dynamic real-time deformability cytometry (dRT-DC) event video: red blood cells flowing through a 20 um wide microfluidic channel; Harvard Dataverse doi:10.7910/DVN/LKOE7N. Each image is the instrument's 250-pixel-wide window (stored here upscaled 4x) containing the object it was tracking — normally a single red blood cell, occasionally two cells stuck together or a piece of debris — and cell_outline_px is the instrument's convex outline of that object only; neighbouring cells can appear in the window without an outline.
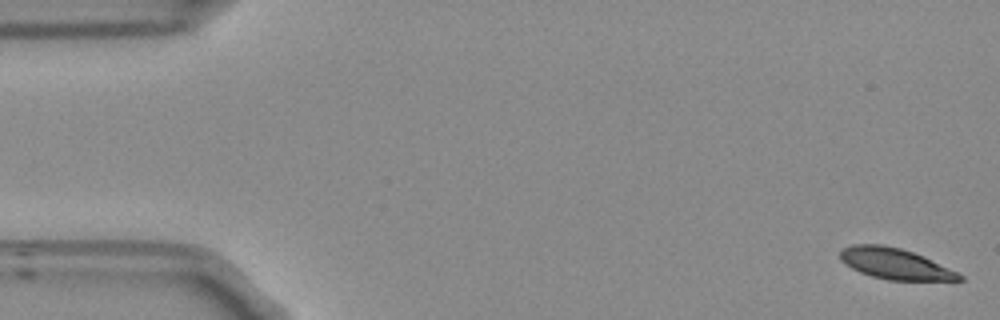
{"species": "Egyptian fruit bat (a non-hibernating species)", "species_latin": "Rousettus aegyptiacus", "temperature_condition": "room temperature", "stored_images_in_passage": 53, "camera_frame_rate_fps": 3000, "um_per_image_px": 0.085, "frame": {"image": 1, "passage_image": 1, "time_ms": 0.0, "image_size_px": [1000, 320], "cell_outline_px": [[964, 280], [888, 280], [872, 276], [860, 272], [844, 264], [840, 260], [840, 252], [844, 248], [856, 244], [880, 244], [900, 248], [912, 252], [956, 272], [964, 276]], "centroid_in_image_um": [76.02, 22.42], "position_along_channel_um": 9.0, "area_um2": 20.98}}
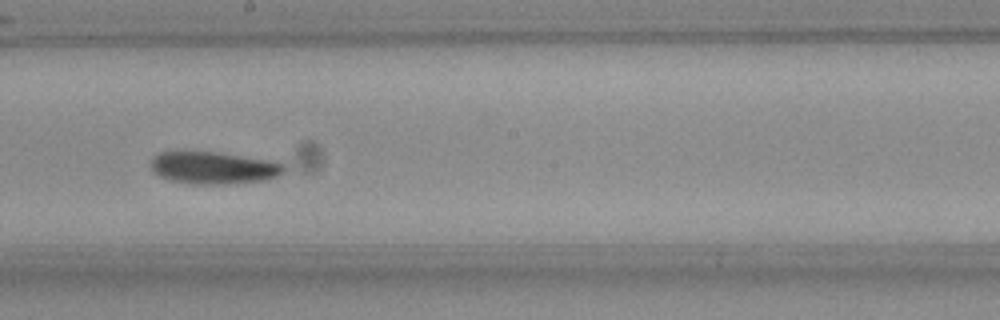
{"frame": {"image": 2, "passage_image": 29, "time_ms": 9.333, "image_size_px": [1000, 320], "cell_outline_px": [[284, 172], [276, 176], [264, 180], [224, 184], [192, 184], [168, 180], [152, 172], [152, 160], [160, 152], [212, 152], [264, 160], [284, 164]], "centroid_in_image_um": [18.1, 14.29], "position_along_channel_um": 230.1, "area_um2": 24.39}}
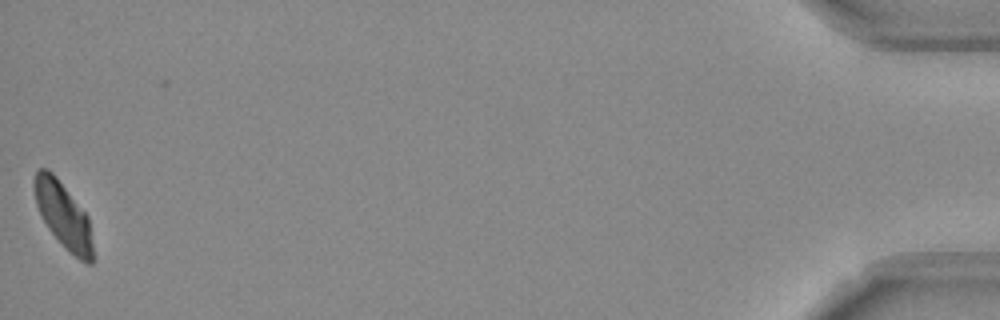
{"frame": {"image": 3, "passage_image": 53, "time_ms": 17.333, "image_size_px": [1000, 320], "cell_outline_px": [[92, 264], [88, 264], [80, 260], [48, 228], [40, 216], [36, 204], [32, 184], [32, 180], [36, 172], [40, 168], [48, 168], [56, 176], [88, 216], [92, 244]], "centroid_in_image_um": [5.33, 18.22], "position_along_channel_um": 429.9, "area_um2": 22.08}, "authors_computed_cell_mechanics": {"area_um2": 23.7558, "velocity_mm_per_s": 3.7736, "shape_relaxation_time_tau1_ms": 4.8892, "shape_relaxation_time_tau2_ms": 6.5208, "deformation_change_tau1": 0.1306, "deformation_change_tau2": 0.1057}}